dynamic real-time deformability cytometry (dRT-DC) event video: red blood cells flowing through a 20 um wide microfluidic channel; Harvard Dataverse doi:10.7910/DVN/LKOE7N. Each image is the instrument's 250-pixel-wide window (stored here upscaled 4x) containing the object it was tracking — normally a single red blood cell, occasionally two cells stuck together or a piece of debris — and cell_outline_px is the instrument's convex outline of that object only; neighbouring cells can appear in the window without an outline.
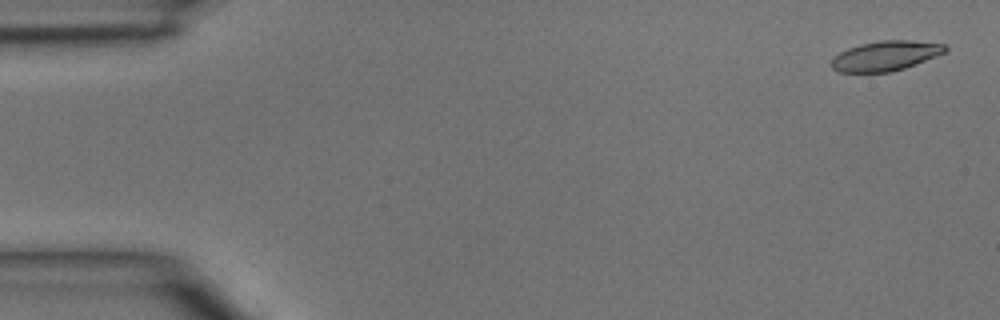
{"species": "common noctule bat (a hibernating species)", "species_latin": "Nyctalus noctula", "temperature_condition": "room temperature", "stored_images_in_passage": 4, "camera_frame_rate_fps": 3000, "um_per_image_px": 0.085, "animal": {"sex": "male", "body_mass_g": 15.6}, "frame": {"image": 1, "passage_image": 1, "time_ms": 0.0, "image_size_px": [1000, 320], "cell_outline_px": [[948, 52], [904, 68], [892, 72], [840, 72], [832, 68], [832, 60], [840, 52], [848, 48], [860, 44], [880, 40], [912, 40], [944, 44], [948, 48]], "centroid_in_image_um": [75.31, 4.74], "position_along_channel_um": 9.7, "area_um2": 19.77}}
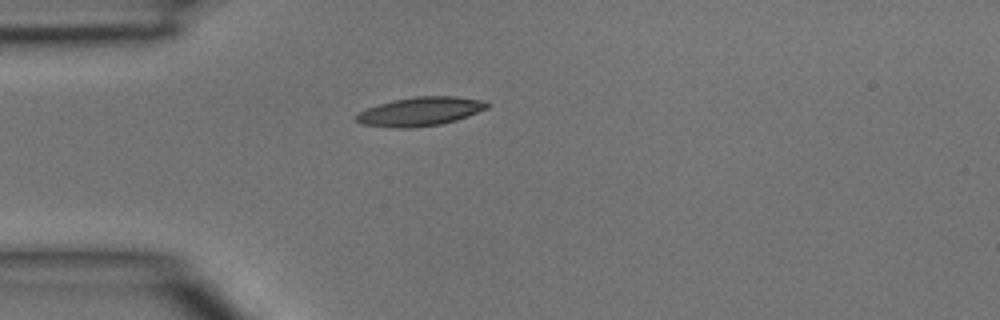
{"frame": {"image": 2, "passage_image": 4, "time_ms": 1.0, "image_size_px": [1000, 320], "cell_outline_px": [[492, 104], [488, 108], [468, 116], [456, 120], [440, 124], [408, 128], [392, 128], [364, 124], [356, 120], [356, 116], [360, 112], [368, 108], [392, 100], [416, 96], [456, 96], [484, 100]], "centroid_in_image_um": [35.78, 9.46], "position_along_channel_um": 49.2, "area_um2": 21.91}}